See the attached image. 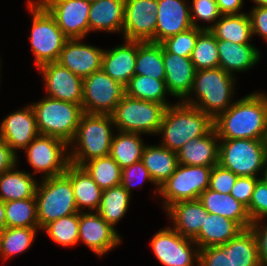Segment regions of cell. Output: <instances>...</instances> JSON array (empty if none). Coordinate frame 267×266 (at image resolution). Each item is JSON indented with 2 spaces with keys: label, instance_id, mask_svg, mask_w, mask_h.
<instances>
[{
  "label": "cell",
  "instance_id": "cell-23",
  "mask_svg": "<svg viewBox=\"0 0 267 266\" xmlns=\"http://www.w3.org/2000/svg\"><path fill=\"white\" fill-rule=\"evenodd\" d=\"M219 142L213 128L208 134L188 141L178 152V163L190 166H215L219 161Z\"/></svg>",
  "mask_w": 267,
  "mask_h": 266
},
{
  "label": "cell",
  "instance_id": "cell-29",
  "mask_svg": "<svg viewBox=\"0 0 267 266\" xmlns=\"http://www.w3.org/2000/svg\"><path fill=\"white\" fill-rule=\"evenodd\" d=\"M244 230L237 222L216 214L205 216L204 224L199 233L192 239L198 249L218 246L229 242Z\"/></svg>",
  "mask_w": 267,
  "mask_h": 266
},
{
  "label": "cell",
  "instance_id": "cell-21",
  "mask_svg": "<svg viewBox=\"0 0 267 266\" xmlns=\"http://www.w3.org/2000/svg\"><path fill=\"white\" fill-rule=\"evenodd\" d=\"M165 85L169 95L184 101L192 91L196 69L190 57L168 52L163 47Z\"/></svg>",
  "mask_w": 267,
  "mask_h": 266
},
{
  "label": "cell",
  "instance_id": "cell-8",
  "mask_svg": "<svg viewBox=\"0 0 267 266\" xmlns=\"http://www.w3.org/2000/svg\"><path fill=\"white\" fill-rule=\"evenodd\" d=\"M219 161L237 176L258 177L267 161L265 140L220 139Z\"/></svg>",
  "mask_w": 267,
  "mask_h": 266
},
{
  "label": "cell",
  "instance_id": "cell-50",
  "mask_svg": "<svg viewBox=\"0 0 267 266\" xmlns=\"http://www.w3.org/2000/svg\"><path fill=\"white\" fill-rule=\"evenodd\" d=\"M260 223V224H259ZM263 223L261 220L254 221L249 227L257 242L258 257L261 266L267 265V223L266 225H261Z\"/></svg>",
  "mask_w": 267,
  "mask_h": 266
},
{
  "label": "cell",
  "instance_id": "cell-10",
  "mask_svg": "<svg viewBox=\"0 0 267 266\" xmlns=\"http://www.w3.org/2000/svg\"><path fill=\"white\" fill-rule=\"evenodd\" d=\"M212 167L178 163L175 172L159 187L164 210L180 201L197 200L209 188Z\"/></svg>",
  "mask_w": 267,
  "mask_h": 266
},
{
  "label": "cell",
  "instance_id": "cell-17",
  "mask_svg": "<svg viewBox=\"0 0 267 266\" xmlns=\"http://www.w3.org/2000/svg\"><path fill=\"white\" fill-rule=\"evenodd\" d=\"M79 238L93 253L102 256L121 243L120 234L97 212H79Z\"/></svg>",
  "mask_w": 267,
  "mask_h": 266
},
{
  "label": "cell",
  "instance_id": "cell-2",
  "mask_svg": "<svg viewBox=\"0 0 267 266\" xmlns=\"http://www.w3.org/2000/svg\"><path fill=\"white\" fill-rule=\"evenodd\" d=\"M213 128L209 115L181 101L166 107L157 134L162 133V146L177 153L188 141L205 136Z\"/></svg>",
  "mask_w": 267,
  "mask_h": 266
},
{
  "label": "cell",
  "instance_id": "cell-28",
  "mask_svg": "<svg viewBox=\"0 0 267 266\" xmlns=\"http://www.w3.org/2000/svg\"><path fill=\"white\" fill-rule=\"evenodd\" d=\"M125 0H100L93 2L89 10L90 31L120 33L123 30Z\"/></svg>",
  "mask_w": 267,
  "mask_h": 266
},
{
  "label": "cell",
  "instance_id": "cell-56",
  "mask_svg": "<svg viewBox=\"0 0 267 266\" xmlns=\"http://www.w3.org/2000/svg\"><path fill=\"white\" fill-rule=\"evenodd\" d=\"M264 169H262L263 171H262V173L261 174H263L262 176H261V180L264 182V183H266L267 184V161H266V163H265V166L263 167Z\"/></svg>",
  "mask_w": 267,
  "mask_h": 266
},
{
  "label": "cell",
  "instance_id": "cell-45",
  "mask_svg": "<svg viewBox=\"0 0 267 266\" xmlns=\"http://www.w3.org/2000/svg\"><path fill=\"white\" fill-rule=\"evenodd\" d=\"M199 266H232L229 242L199 249Z\"/></svg>",
  "mask_w": 267,
  "mask_h": 266
},
{
  "label": "cell",
  "instance_id": "cell-12",
  "mask_svg": "<svg viewBox=\"0 0 267 266\" xmlns=\"http://www.w3.org/2000/svg\"><path fill=\"white\" fill-rule=\"evenodd\" d=\"M124 94L125 86L97 70L83 79V112L111 115Z\"/></svg>",
  "mask_w": 267,
  "mask_h": 266
},
{
  "label": "cell",
  "instance_id": "cell-42",
  "mask_svg": "<svg viewBox=\"0 0 267 266\" xmlns=\"http://www.w3.org/2000/svg\"><path fill=\"white\" fill-rule=\"evenodd\" d=\"M79 212L51 221L41 230L49 235L53 242L63 247L74 246L78 243Z\"/></svg>",
  "mask_w": 267,
  "mask_h": 266
},
{
  "label": "cell",
  "instance_id": "cell-25",
  "mask_svg": "<svg viewBox=\"0 0 267 266\" xmlns=\"http://www.w3.org/2000/svg\"><path fill=\"white\" fill-rule=\"evenodd\" d=\"M165 212L173 223V228L183 237L193 239L200 231L209 212L197 200L180 201Z\"/></svg>",
  "mask_w": 267,
  "mask_h": 266
},
{
  "label": "cell",
  "instance_id": "cell-20",
  "mask_svg": "<svg viewBox=\"0 0 267 266\" xmlns=\"http://www.w3.org/2000/svg\"><path fill=\"white\" fill-rule=\"evenodd\" d=\"M189 6L187 0H158L155 43L193 27Z\"/></svg>",
  "mask_w": 267,
  "mask_h": 266
},
{
  "label": "cell",
  "instance_id": "cell-4",
  "mask_svg": "<svg viewBox=\"0 0 267 266\" xmlns=\"http://www.w3.org/2000/svg\"><path fill=\"white\" fill-rule=\"evenodd\" d=\"M112 126H115L112 115L83 113L69 143L70 148L73 145L69 151L70 163L82 166L91 159L108 156L114 136Z\"/></svg>",
  "mask_w": 267,
  "mask_h": 266
},
{
  "label": "cell",
  "instance_id": "cell-51",
  "mask_svg": "<svg viewBox=\"0 0 267 266\" xmlns=\"http://www.w3.org/2000/svg\"><path fill=\"white\" fill-rule=\"evenodd\" d=\"M252 35L263 37L267 41V6L253 7L249 13Z\"/></svg>",
  "mask_w": 267,
  "mask_h": 266
},
{
  "label": "cell",
  "instance_id": "cell-44",
  "mask_svg": "<svg viewBox=\"0 0 267 266\" xmlns=\"http://www.w3.org/2000/svg\"><path fill=\"white\" fill-rule=\"evenodd\" d=\"M190 8L192 26L203 30H210L217 19L222 16L218 8L216 0H192ZM196 20L210 22L212 25L201 26ZM214 23V24H213Z\"/></svg>",
  "mask_w": 267,
  "mask_h": 266
},
{
  "label": "cell",
  "instance_id": "cell-26",
  "mask_svg": "<svg viewBox=\"0 0 267 266\" xmlns=\"http://www.w3.org/2000/svg\"><path fill=\"white\" fill-rule=\"evenodd\" d=\"M72 183L74 198L79 212L88 208L97 212L101 203L103 190L96 184L92 177L82 166L69 164L64 173Z\"/></svg>",
  "mask_w": 267,
  "mask_h": 266
},
{
  "label": "cell",
  "instance_id": "cell-34",
  "mask_svg": "<svg viewBox=\"0 0 267 266\" xmlns=\"http://www.w3.org/2000/svg\"><path fill=\"white\" fill-rule=\"evenodd\" d=\"M135 75L165 79L166 73L163 61V46L161 43L137 41Z\"/></svg>",
  "mask_w": 267,
  "mask_h": 266
},
{
  "label": "cell",
  "instance_id": "cell-7",
  "mask_svg": "<svg viewBox=\"0 0 267 266\" xmlns=\"http://www.w3.org/2000/svg\"><path fill=\"white\" fill-rule=\"evenodd\" d=\"M39 183L35 194L39 230L51 221L79 212L71 180L65 174L43 178Z\"/></svg>",
  "mask_w": 267,
  "mask_h": 266
},
{
  "label": "cell",
  "instance_id": "cell-1",
  "mask_svg": "<svg viewBox=\"0 0 267 266\" xmlns=\"http://www.w3.org/2000/svg\"><path fill=\"white\" fill-rule=\"evenodd\" d=\"M219 139L267 137V94L254 92L240 98L213 120Z\"/></svg>",
  "mask_w": 267,
  "mask_h": 266
},
{
  "label": "cell",
  "instance_id": "cell-33",
  "mask_svg": "<svg viewBox=\"0 0 267 266\" xmlns=\"http://www.w3.org/2000/svg\"><path fill=\"white\" fill-rule=\"evenodd\" d=\"M114 134L109 155L119 164L120 168L131 166L141 161L144 147L139 133L117 131Z\"/></svg>",
  "mask_w": 267,
  "mask_h": 266
},
{
  "label": "cell",
  "instance_id": "cell-14",
  "mask_svg": "<svg viewBox=\"0 0 267 266\" xmlns=\"http://www.w3.org/2000/svg\"><path fill=\"white\" fill-rule=\"evenodd\" d=\"M54 17L68 39H85L89 33L88 0H38Z\"/></svg>",
  "mask_w": 267,
  "mask_h": 266
},
{
  "label": "cell",
  "instance_id": "cell-47",
  "mask_svg": "<svg viewBox=\"0 0 267 266\" xmlns=\"http://www.w3.org/2000/svg\"><path fill=\"white\" fill-rule=\"evenodd\" d=\"M151 182L156 185L142 161H138L131 166L125 167L121 172V185L132 194L133 187L138 186L142 182Z\"/></svg>",
  "mask_w": 267,
  "mask_h": 266
},
{
  "label": "cell",
  "instance_id": "cell-52",
  "mask_svg": "<svg viewBox=\"0 0 267 266\" xmlns=\"http://www.w3.org/2000/svg\"><path fill=\"white\" fill-rule=\"evenodd\" d=\"M17 155L0 137V175L16 166L18 163Z\"/></svg>",
  "mask_w": 267,
  "mask_h": 266
},
{
  "label": "cell",
  "instance_id": "cell-36",
  "mask_svg": "<svg viewBox=\"0 0 267 266\" xmlns=\"http://www.w3.org/2000/svg\"><path fill=\"white\" fill-rule=\"evenodd\" d=\"M165 79H155L144 75H134L125 86V94L139 100L163 104L165 107L172 105L167 102L169 95Z\"/></svg>",
  "mask_w": 267,
  "mask_h": 266
},
{
  "label": "cell",
  "instance_id": "cell-37",
  "mask_svg": "<svg viewBox=\"0 0 267 266\" xmlns=\"http://www.w3.org/2000/svg\"><path fill=\"white\" fill-rule=\"evenodd\" d=\"M232 266H261L256 238L250 228L229 241Z\"/></svg>",
  "mask_w": 267,
  "mask_h": 266
},
{
  "label": "cell",
  "instance_id": "cell-35",
  "mask_svg": "<svg viewBox=\"0 0 267 266\" xmlns=\"http://www.w3.org/2000/svg\"><path fill=\"white\" fill-rule=\"evenodd\" d=\"M131 194L120 184L103 190L97 213L114 229L124 217L130 204Z\"/></svg>",
  "mask_w": 267,
  "mask_h": 266
},
{
  "label": "cell",
  "instance_id": "cell-38",
  "mask_svg": "<svg viewBox=\"0 0 267 266\" xmlns=\"http://www.w3.org/2000/svg\"><path fill=\"white\" fill-rule=\"evenodd\" d=\"M82 167L102 190L121 184L122 169L110 155L91 159Z\"/></svg>",
  "mask_w": 267,
  "mask_h": 266
},
{
  "label": "cell",
  "instance_id": "cell-19",
  "mask_svg": "<svg viewBox=\"0 0 267 266\" xmlns=\"http://www.w3.org/2000/svg\"><path fill=\"white\" fill-rule=\"evenodd\" d=\"M81 40L68 39L57 62L84 79L102 69V57L105 50L85 44Z\"/></svg>",
  "mask_w": 267,
  "mask_h": 266
},
{
  "label": "cell",
  "instance_id": "cell-39",
  "mask_svg": "<svg viewBox=\"0 0 267 266\" xmlns=\"http://www.w3.org/2000/svg\"><path fill=\"white\" fill-rule=\"evenodd\" d=\"M6 227L39 228L36 198L5 202Z\"/></svg>",
  "mask_w": 267,
  "mask_h": 266
},
{
  "label": "cell",
  "instance_id": "cell-41",
  "mask_svg": "<svg viewBox=\"0 0 267 266\" xmlns=\"http://www.w3.org/2000/svg\"><path fill=\"white\" fill-rule=\"evenodd\" d=\"M191 61L196 71L219 67L217 39L210 30H203L198 35Z\"/></svg>",
  "mask_w": 267,
  "mask_h": 266
},
{
  "label": "cell",
  "instance_id": "cell-27",
  "mask_svg": "<svg viewBox=\"0 0 267 266\" xmlns=\"http://www.w3.org/2000/svg\"><path fill=\"white\" fill-rule=\"evenodd\" d=\"M198 199L209 213L229 218L237 222L243 229L251 226L252 221L247 208L231 194L219 193L208 188Z\"/></svg>",
  "mask_w": 267,
  "mask_h": 266
},
{
  "label": "cell",
  "instance_id": "cell-22",
  "mask_svg": "<svg viewBox=\"0 0 267 266\" xmlns=\"http://www.w3.org/2000/svg\"><path fill=\"white\" fill-rule=\"evenodd\" d=\"M137 41L125 40L123 45L105 50L102 57V70L112 79L126 86L135 75Z\"/></svg>",
  "mask_w": 267,
  "mask_h": 266
},
{
  "label": "cell",
  "instance_id": "cell-49",
  "mask_svg": "<svg viewBox=\"0 0 267 266\" xmlns=\"http://www.w3.org/2000/svg\"><path fill=\"white\" fill-rule=\"evenodd\" d=\"M259 179L258 177L238 176L230 194L248 208L256 182Z\"/></svg>",
  "mask_w": 267,
  "mask_h": 266
},
{
  "label": "cell",
  "instance_id": "cell-3",
  "mask_svg": "<svg viewBox=\"0 0 267 266\" xmlns=\"http://www.w3.org/2000/svg\"><path fill=\"white\" fill-rule=\"evenodd\" d=\"M234 76L221 67L196 71L190 92V95L194 93L195 99L187 97L183 102L202 110L214 120L234 103Z\"/></svg>",
  "mask_w": 267,
  "mask_h": 266
},
{
  "label": "cell",
  "instance_id": "cell-5",
  "mask_svg": "<svg viewBox=\"0 0 267 266\" xmlns=\"http://www.w3.org/2000/svg\"><path fill=\"white\" fill-rule=\"evenodd\" d=\"M27 7L33 16L29 41L36 67L57 62L68 38L57 26L54 17L38 0H28Z\"/></svg>",
  "mask_w": 267,
  "mask_h": 266
},
{
  "label": "cell",
  "instance_id": "cell-11",
  "mask_svg": "<svg viewBox=\"0 0 267 266\" xmlns=\"http://www.w3.org/2000/svg\"><path fill=\"white\" fill-rule=\"evenodd\" d=\"M68 148L69 145L59 138L39 134L24 149L35 170L32 174L42 172L44 178L64 174L70 164Z\"/></svg>",
  "mask_w": 267,
  "mask_h": 266
},
{
  "label": "cell",
  "instance_id": "cell-15",
  "mask_svg": "<svg viewBox=\"0 0 267 266\" xmlns=\"http://www.w3.org/2000/svg\"><path fill=\"white\" fill-rule=\"evenodd\" d=\"M158 0H125L124 40L155 42Z\"/></svg>",
  "mask_w": 267,
  "mask_h": 266
},
{
  "label": "cell",
  "instance_id": "cell-43",
  "mask_svg": "<svg viewBox=\"0 0 267 266\" xmlns=\"http://www.w3.org/2000/svg\"><path fill=\"white\" fill-rule=\"evenodd\" d=\"M202 31L203 29L193 26L183 32L166 38L161 42V44L172 54L191 58L198 35Z\"/></svg>",
  "mask_w": 267,
  "mask_h": 266
},
{
  "label": "cell",
  "instance_id": "cell-9",
  "mask_svg": "<svg viewBox=\"0 0 267 266\" xmlns=\"http://www.w3.org/2000/svg\"><path fill=\"white\" fill-rule=\"evenodd\" d=\"M166 107L124 94L111 114L115 128L122 132L157 134Z\"/></svg>",
  "mask_w": 267,
  "mask_h": 266
},
{
  "label": "cell",
  "instance_id": "cell-31",
  "mask_svg": "<svg viewBox=\"0 0 267 266\" xmlns=\"http://www.w3.org/2000/svg\"><path fill=\"white\" fill-rule=\"evenodd\" d=\"M15 169L16 166L0 175V200L4 203L35 198L38 183L33 174Z\"/></svg>",
  "mask_w": 267,
  "mask_h": 266
},
{
  "label": "cell",
  "instance_id": "cell-54",
  "mask_svg": "<svg viewBox=\"0 0 267 266\" xmlns=\"http://www.w3.org/2000/svg\"><path fill=\"white\" fill-rule=\"evenodd\" d=\"M6 228L5 203L0 200V232Z\"/></svg>",
  "mask_w": 267,
  "mask_h": 266
},
{
  "label": "cell",
  "instance_id": "cell-57",
  "mask_svg": "<svg viewBox=\"0 0 267 266\" xmlns=\"http://www.w3.org/2000/svg\"><path fill=\"white\" fill-rule=\"evenodd\" d=\"M90 3H93V2H97V1H100V0H88Z\"/></svg>",
  "mask_w": 267,
  "mask_h": 266
},
{
  "label": "cell",
  "instance_id": "cell-18",
  "mask_svg": "<svg viewBox=\"0 0 267 266\" xmlns=\"http://www.w3.org/2000/svg\"><path fill=\"white\" fill-rule=\"evenodd\" d=\"M38 135L31 104L9 114L0 124V137L16 155L17 150L25 149Z\"/></svg>",
  "mask_w": 267,
  "mask_h": 266
},
{
  "label": "cell",
  "instance_id": "cell-48",
  "mask_svg": "<svg viewBox=\"0 0 267 266\" xmlns=\"http://www.w3.org/2000/svg\"><path fill=\"white\" fill-rule=\"evenodd\" d=\"M237 178L238 176L232 171L222 167L220 164H216L212 167L209 189L223 194H230Z\"/></svg>",
  "mask_w": 267,
  "mask_h": 266
},
{
  "label": "cell",
  "instance_id": "cell-16",
  "mask_svg": "<svg viewBox=\"0 0 267 266\" xmlns=\"http://www.w3.org/2000/svg\"><path fill=\"white\" fill-rule=\"evenodd\" d=\"M37 69L43 76L47 97L82 104L83 78L58 62L46 63Z\"/></svg>",
  "mask_w": 267,
  "mask_h": 266
},
{
  "label": "cell",
  "instance_id": "cell-53",
  "mask_svg": "<svg viewBox=\"0 0 267 266\" xmlns=\"http://www.w3.org/2000/svg\"><path fill=\"white\" fill-rule=\"evenodd\" d=\"M220 13L222 15L240 14L243 6V0H216Z\"/></svg>",
  "mask_w": 267,
  "mask_h": 266
},
{
  "label": "cell",
  "instance_id": "cell-58",
  "mask_svg": "<svg viewBox=\"0 0 267 266\" xmlns=\"http://www.w3.org/2000/svg\"><path fill=\"white\" fill-rule=\"evenodd\" d=\"M0 255H1V232H0Z\"/></svg>",
  "mask_w": 267,
  "mask_h": 266
},
{
  "label": "cell",
  "instance_id": "cell-24",
  "mask_svg": "<svg viewBox=\"0 0 267 266\" xmlns=\"http://www.w3.org/2000/svg\"><path fill=\"white\" fill-rule=\"evenodd\" d=\"M219 67L234 75L235 72H245L260 60V51L250 43H233L227 40H217Z\"/></svg>",
  "mask_w": 267,
  "mask_h": 266
},
{
  "label": "cell",
  "instance_id": "cell-32",
  "mask_svg": "<svg viewBox=\"0 0 267 266\" xmlns=\"http://www.w3.org/2000/svg\"><path fill=\"white\" fill-rule=\"evenodd\" d=\"M210 31L217 40L238 44L250 43L253 36L248 13L222 15Z\"/></svg>",
  "mask_w": 267,
  "mask_h": 266
},
{
  "label": "cell",
  "instance_id": "cell-46",
  "mask_svg": "<svg viewBox=\"0 0 267 266\" xmlns=\"http://www.w3.org/2000/svg\"><path fill=\"white\" fill-rule=\"evenodd\" d=\"M247 212L252 222L267 217V184L261 179L256 182Z\"/></svg>",
  "mask_w": 267,
  "mask_h": 266
},
{
  "label": "cell",
  "instance_id": "cell-13",
  "mask_svg": "<svg viewBox=\"0 0 267 266\" xmlns=\"http://www.w3.org/2000/svg\"><path fill=\"white\" fill-rule=\"evenodd\" d=\"M150 242L155 257L164 266H194V263L199 266L197 244L171 226L159 230Z\"/></svg>",
  "mask_w": 267,
  "mask_h": 266
},
{
  "label": "cell",
  "instance_id": "cell-55",
  "mask_svg": "<svg viewBox=\"0 0 267 266\" xmlns=\"http://www.w3.org/2000/svg\"><path fill=\"white\" fill-rule=\"evenodd\" d=\"M255 3V7H265L267 6V0H252Z\"/></svg>",
  "mask_w": 267,
  "mask_h": 266
},
{
  "label": "cell",
  "instance_id": "cell-6",
  "mask_svg": "<svg viewBox=\"0 0 267 266\" xmlns=\"http://www.w3.org/2000/svg\"><path fill=\"white\" fill-rule=\"evenodd\" d=\"M31 106L39 134L59 138L69 145L84 113L82 106L47 96Z\"/></svg>",
  "mask_w": 267,
  "mask_h": 266
},
{
  "label": "cell",
  "instance_id": "cell-30",
  "mask_svg": "<svg viewBox=\"0 0 267 266\" xmlns=\"http://www.w3.org/2000/svg\"><path fill=\"white\" fill-rule=\"evenodd\" d=\"M141 161L156 184L154 194L159 193V187L175 172L178 165L177 153L162 145L146 144Z\"/></svg>",
  "mask_w": 267,
  "mask_h": 266
},
{
  "label": "cell",
  "instance_id": "cell-40",
  "mask_svg": "<svg viewBox=\"0 0 267 266\" xmlns=\"http://www.w3.org/2000/svg\"><path fill=\"white\" fill-rule=\"evenodd\" d=\"M39 228L6 227L1 232V255L3 259H9L13 255L27 251L32 245Z\"/></svg>",
  "mask_w": 267,
  "mask_h": 266
}]
</instances>
